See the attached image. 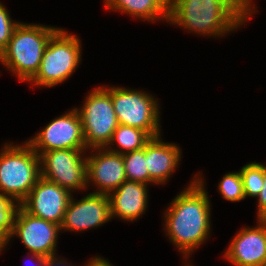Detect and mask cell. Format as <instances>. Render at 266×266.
Masks as SVG:
<instances>
[{"mask_svg": "<svg viewBox=\"0 0 266 266\" xmlns=\"http://www.w3.org/2000/svg\"><path fill=\"white\" fill-rule=\"evenodd\" d=\"M203 183L201 178L195 177L190 186L175 197L165 214L169 240L186 257L208 239L210 231V201Z\"/></svg>", "mask_w": 266, "mask_h": 266, "instance_id": "obj_1", "label": "cell"}, {"mask_svg": "<svg viewBox=\"0 0 266 266\" xmlns=\"http://www.w3.org/2000/svg\"><path fill=\"white\" fill-rule=\"evenodd\" d=\"M248 18L233 0H172L168 22L217 37L238 28Z\"/></svg>", "mask_w": 266, "mask_h": 266, "instance_id": "obj_2", "label": "cell"}, {"mask_svg": "<svg viewBox=\"0 0 266 266\" xmlns=\"http://www.w3.org/2000/svg\"><path fill=\"white\" fill-rule=\"evenodd\" d=\"M59 28L20 23L14 30L0 61L21 81H30L39 69L44 50Z\"/></svg>", "mask_w": 266, "mask_h": 266, "instance_id": "obj_3", "label": "cell"}, {"mask_svg": "<svg viewBox=\"0 0 266 266\" xmlns=\"http://www.w3.org/2000/svg\"><path fill=\"white\" fill-rule=\"evenodd\" d=\"M40 178V158L32 147L6 143L0 153V193L20 204Z\"/></svg>", "mask_w": 266, "mask_h": 266, "instance_id": "obj_4", "label": "cell"}, {"mask_svg": "<svg viewBox=\"0 0 266 266\" xmlns=\"http://www.w3.org/2000/svg\"><path fill=\"white\" fill-rule=\"evenodd\" d=\"M79 38L58 29L50 38L35 76L34 85L52 87L65 81L78 67L81 58Z\"/></svg>", "mask_w": 266, "mask_h": 266, "instance_id": "obj_5", "label": "cell"}, {"mask_svg": "<svg viewBox=\"0 0 266 266\" xmlns=\"http://www.w3.org/2000/svg\"><path fill=\"white\" fill-rule=\"evenodd\" d=\"M87 148L109 147L119 123L114 111L111 94L99 87L89 93L83 108L78 110Z\"/></svg>", "mask_w": 266, "mask_h": 266, "instance_id": "obj_6", "label": "cell"}, {"mask_svg": "<svg viewBox=\"0 0 266 266\" xmlns=\"http://www.w3.org/2000/svg\"><path fill=\"white\" fill-rule=\"evenodd\" d=\"M110 94L118 123L146 131L152 138L160 136L159 106L153 96L119 87L105 88Z\"/></svg>", "mask_w": 266, "mask_h": 266, "instance_id": "obj_7", "label": "cell"}, {"mask_svg": "<svg viewBox=\"0 0 266 266\" xmlns=\"http://www.w3.org/2000/svg\"><path fill=\"white\" fill-rule=\"evenodd\" d=\"M85 150L60 149L42 152L39 155L41 177L71 190L87 188L86 157L82 158Z\"/></svg>", "mask_w": 266, "mask_h": 266, "instance_id": "obj_8", "label": "cell"}, {"mask_svg": "<svg viewBox=\"0 0 266 266\" xmlns=\"http://www.w3.org/2000/svg\"><path fill=\"white\" fill-rule=\"evenodd\" d=\"M27 143L38 155L60 149L86 150L83 127L77 109L52 120Z\"/></svg>", "mask_w": 266, "mask_h": 266, "instance_id": "obj_9", "label": "cell"}, {"mask_svg": "<svg viewBox=\"0 0 266 266\" xmlns=\"http://www.w3.org/2000/svg\"><path fill=\"white\" fill-rule=\"evenodd\" d=\"M60 225L35 217L18 206L13 220V235L19 236L32 254L44 257L55 256Z\"/></svg>", "mask_w": 266, "mask_h": 266, "instance_id": "obj_10", "label": "cell"}, {"mask_svg": "<svg viewBox=\"0 0 266 266\" xmlns=\"http://www.w3.org/2000/svg\"><path fill=\"white\" fill-rule=\"evenodd\" d=\"M71 197L69 190L41 177L19 205L35 217L60 225Z\"/></svg>", "mask_w": 266, "mask_h": 266, "instance_id": "obj_11", "label": "cell"}, {"mask_svg": "<svg viewBox=\"0 0 266 266\" xmlns=\"http://www.w3.org/2000/svg\"><path fill=\"white\" fill-rule=\"evenodd\" d=\"M111 219L110 203L106 194L90 193L79 201L71 197L60 229L82 231L98 227Z\"/></svg>", "mask_w": 266, "mask_h": 266, "instance_id": "obj_12", "label": "cell"}, {"mask_svg": "<svg viewBox=\"0 0 266 266\" xmlns=\"http://www.w3.org/2000/svg\"><path fill=\"white\" fill-rule=\"evenodd\" d=\"M93 149L98 154L86 157L87 182H94L98 186L99 190L93 193L108 195L127 180L123 156L105 147Z\"/></svg>", "mask_w": 266, "mask_h": 266, "instance_id": "obj_13", "label": "cell"}, {"mask_svg": "<svg viewBox=\"0 0 266 266\" xmlns=\"http://www.w3.org/2000/svg\"><path fill=\"white\" fill-rule=\"evenodd\" d=\"M259 226L242 228L229 245L224 257L236 266H266V219Z\"/></svg>", "mask_w": 266, "mask_h": 266, "instance_id": "obj_14", "label": "cell"}, {"mask_svg": "<svg viewBox=\"0 0 266 266\" xmlns=\"http://www.w3.org/2000/svg\"><path fill=\"white\" fill-rule=\"evenodd\" d=\"M107 196L111 218L133 221L146 211L147 184L126 180Z\"/></svg>", "mask_w": 266, "mask_h": 266, "instance_id": "obj_15", "label": "cell"}, {"mask_svg": "<svg viewBox=\"0 0 266 266\" xmlns=\"http://www.w3.org/2000/svg\"><path fill=\"white\" fill-rule=\"evenodd\" d=\"M161 137L152 138L146 144V164L149 172V183H165L176 169L181 158L178 146L164 143Z\"/></svg>", "mask_w": 266, "mask_h": 266, "instance_id": "obj_16", "label": "cell"}, {"mask_svg": "<svg viewBox=\"0 0 266 266\" xmlns=\"http://www.w3.org/2000/svg\"><path fill=\"white\" fill-rule=\"evenodd\" d=\"M105 6L131 16L154 21L157 18L169 20V7L162 0H105Z\"/></svg>", "mask_w": 266, "mask_h": 266, "instance_id": "obj_17", "label": "cell"}, {"mask_svg": "<svg viewBox=\"0 0 266 266\" xmlns=\"http://www.w3.org/2000/svg\"><path fill=\"white\" fill-rule=\"evenodd\" d=\"M151 139L152 137L142 129L119 124L109 144L111 145L117 141L116 143H118L122 150L120 149L119 151L118 149L112 148L108 150L118 154L140 150L144 148Z\"/></svg>", "mask_w": 266, "mask_h": 266, "instance_id": "obj_18", "label": "cell"}, {"mask_svg": "<svg viewBox=\"0 0 266 266\" xmlns=\"http://www.w3.org/2000/svg\"><path fill=\"white\" fill-rule=\"evenodd\" d=\"M126 179L139 183H149V172L146 164V145L144 148L122 154Z\"/></svg>", "mask_w": 266, "mask_h": 266, "instance_id": "obj_19", "label": "cell"}, {"mask_svg": "<svg viewBox=\"0 0 266 266\" xmlns=\"http://www.w3.org/2000/svg\"><path fill=\"white\" fill-rule=\"evenodd\" d=\"M240 171L243 181L244 196L257 197L263 189L264 165L252 162L242 167Z\"/></svg>", "mask_w": 266, "mask_h": 266, "instance_id": "obj_20", "label": "cell"}, {"mask_svg": "<svg viewBox=\"0 0 266 266\" xmlns=\"http://www.w3.org/2000/svg\"><path fill=\"white\" fill-rule=\"evenodd\" d=\"M15 203L11 197L0 193V242L4 248L11 239L13 231V220L19 206Z\"/></svg>", "mask_w": 266, "mask_h": 266, "instance_id": "obj_21", "label": "cell"}, {"mask_svg": "<svg viewBox=\"0 0 266 266\" xmlns=\"http://www.w3.org/2000/svg\"><path fill=\"white\" fill-rule=\"evenodd\" d=\"M218 186L219 192L225 200L239 202L245 199L240 171L224 175Z\"/></svg>", "mask_w": 266, "mask_h": 266, "instance_id": "obj_22", "label": "cell"}, {"mask_svg": "<svg viewBox=\"0 0 266 266\" xmlns=\"http://www.w3.org/2000/svg\"><path fill=\"white\" fill-rule=\"evenodd\" d=\"M19 24L20 22L11 21L6 7L0 3V54L6 49L15 28Z\"/></svg>", "mask_w": 266, "mask_h": 266, "instance_id": "obj_23", "label": "cell"}, {"mask_svg": "<svg viewBox=\"0 0 266 266\" xmlns=\"http://www.w3.org/2000/svg\"><path fill=\"white\" fill-rule=\"evenodd\" d=\"M258 197V219H266V166H264V184Z\"/></svg>", "mask_w": 266, "mask_h": 266, "instance_id": "obj_24", "label": "cell"}, {"mask_svg": "<svg viewBox=\"0 0 266 266\" xmlns=\"http://www.w3.org/2000/svg\"><path fill=\"white\" fill-rule=\"evenodd\" d=\"M32 255V259H36V261L39 263V266H67L69 265L68 263H66V261L64 260H57L56 256H52V257H44V256H40L38 254H31ZM57 260V261H56Z\"/></svg>", "mask_w": 266, "mask_h": 266, "instance_id": "obj_25", "label": "cell"}, {"mask_svg": "<svg viewBox=\"0 0 266 266\" xmlns=\"http://www.w3.org/2000/svg\"><path fill=\"white\" fill-rule=\"evenodd\" d=\"M237 6L244 11L249 17L254 12V7H251V0H233ZM252 8V9H251Z\"/></svg>", "mask_w": 266, "mask_h": 266, "instance_id": "obj_26", "label": "cell"}, {"mask_svg": "<svg viewBox=\"0 0 266 266\" xmlns=\"http://www.w3.org/2000/svg\"><path fill=\"white\" fill-rule=\"evenodd\" d=\"M86 266H112L109 261L101 257L92 259Z\"/></svg>", "mask_w": 266, "mask_h": 266, "instance_id": "obj_27", "label": "cell"}, {"mask_svg": "<svg viewBox=\"0 0 266 266\" xmlns=\"http://www.w3.org/2000/svg\"><path fill=\"white\" fill-rule=\"evenodd\" d=\"M168 7H170L172 0H162Z\"/></svg>", "mask_w": 266, "mask_h": 266, "instance_id": "obj_28", "label": "cell"}, {"mask_svg": "<svg viewBox=\"0 0 266 266\" xmlns=\"http://www.w3.org/2000/svg\"><path fill=\"white\" fill-rule=\"evenodd\" d=\"M3 248H4V245L0 242V252L2 251Z\"/></svg>", "mask_w": 266, "mask_h": 266, "instance_id": "obj_29", "label": "cell"}]
</instances>
